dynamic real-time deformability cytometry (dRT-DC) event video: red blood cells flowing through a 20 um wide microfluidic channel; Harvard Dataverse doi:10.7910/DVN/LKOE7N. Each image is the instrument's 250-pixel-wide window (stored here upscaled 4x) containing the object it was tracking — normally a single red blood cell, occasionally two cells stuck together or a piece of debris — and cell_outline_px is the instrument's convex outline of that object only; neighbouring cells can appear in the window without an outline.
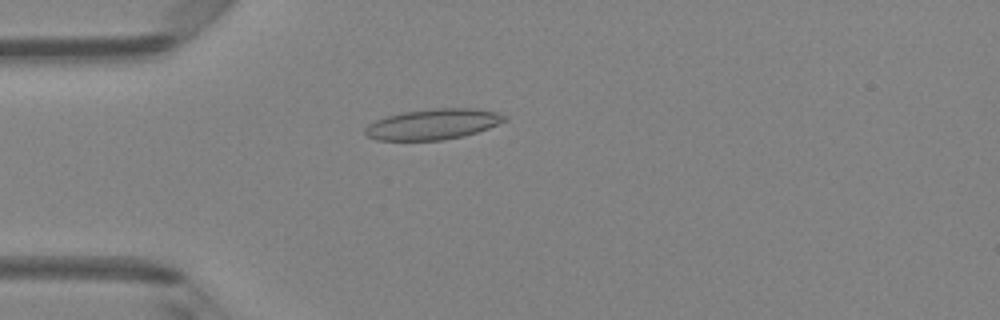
{"species": "Egyptian fruit bat (a non-hibernating species)", "species_latin": "Rousettus aegyptiacus", "temperature_condition": "room temperature", "stored_images_in_passage": 4, "camera_frame_rate_fps": 3000, "um_per_image_px": 0.085, "animal": {"sex": "female"}, "frame": {"image": 1, "passage_image": 4, "time_ms": 1.0, "image_size_px": [1000, 320], "cell_outline_px": [[508, 120], [488, 128], [464, 136], [440, 140], [376, 140], [368, 136], [364, 132], [364, 128], [368, 124], [376, 120], [388, 116], [404, 112], [432, 108], [472, 108], [496, 112], [508, 116]], "centroid_in_image_um": [36.82, 10.55], "position_along_channel_um": 48.2, "area_um2": 24.8}}